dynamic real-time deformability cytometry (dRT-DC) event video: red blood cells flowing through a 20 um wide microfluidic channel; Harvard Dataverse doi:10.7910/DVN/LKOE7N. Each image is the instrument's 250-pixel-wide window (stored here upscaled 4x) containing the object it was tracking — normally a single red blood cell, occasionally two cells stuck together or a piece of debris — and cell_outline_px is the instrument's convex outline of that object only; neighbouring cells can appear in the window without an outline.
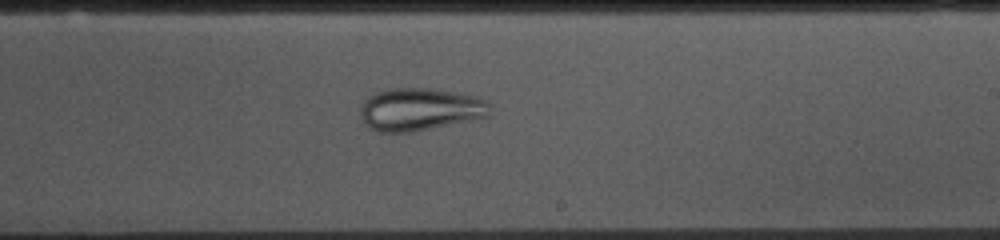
{"species": "common noctule bat (a hibernating species)", "species_latin": "Nyctalus noctula", "temperature_condition": "cold", "stored_images_in_passage": 53, "camera_frame_rate_fps": 3000, "um_per_image_px": 0.085, "animal": {"sex": "female", "body_mass_g": 10.0, "forearm_length_mm": 53.1}, "frame": {"image": 1, "passage_image": 30, "time_ms": 9.667, "image_size_px": [1000, 240], "cell_outline_px": [[488, 116], [412, 132], [380, 132], [368, 128], [364, 124], [360, 116], [360, 104], [368, 96], [376, 92], [388, 88], [432, 88], [480, 96], [488, 104]], "centroid_in_image_um": [35.62, 9.28], "position_along_channel_um": 253.4, "area_um2": 32.31}}
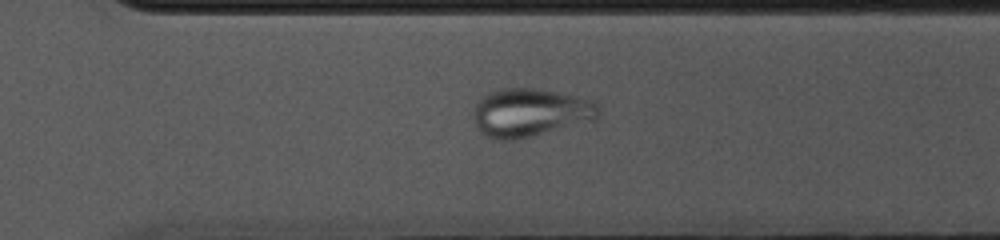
{"frame": {"image": 2, "passage_image": 36, "time_ms": 11.667, "image_size_px": [1000, 240], "cell_outline_px": [[600, 120], [516, 140], [496, 140], [488, 136], [476, 128], [472, 120], [472, 112], [476, 104], [488, 92], [500, 88], [540, 88], [580, 96], [592, 100], [600, 108]], "centroid_in_image_um": [45.11, 9.57], "position_along_channel_um": 325.5, "area_um2": 36.18}}
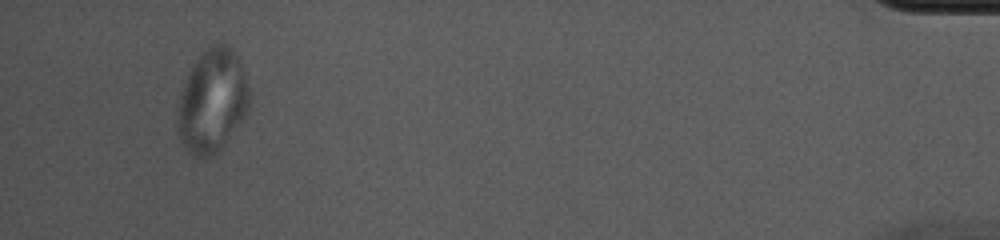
{"frame": {"image": 3, "passage_image": 50, "time_ms": 16.333, "image_size_px": [1000, 240], "cell_outline_px": [[248, 112], [220, 148], [212, 156], [192, 156], [184, 148], [180, 136], [180, 96], [184, 80], [188, 72], [200, 52], [204, 48], [212, 44], [224, 44], [232, 48], [240, 56], [248, 88]], "centroid_in_image_um": [18.06, 8.51], "position_along_channel_um": 417.1, "area_um2": 42.66}}